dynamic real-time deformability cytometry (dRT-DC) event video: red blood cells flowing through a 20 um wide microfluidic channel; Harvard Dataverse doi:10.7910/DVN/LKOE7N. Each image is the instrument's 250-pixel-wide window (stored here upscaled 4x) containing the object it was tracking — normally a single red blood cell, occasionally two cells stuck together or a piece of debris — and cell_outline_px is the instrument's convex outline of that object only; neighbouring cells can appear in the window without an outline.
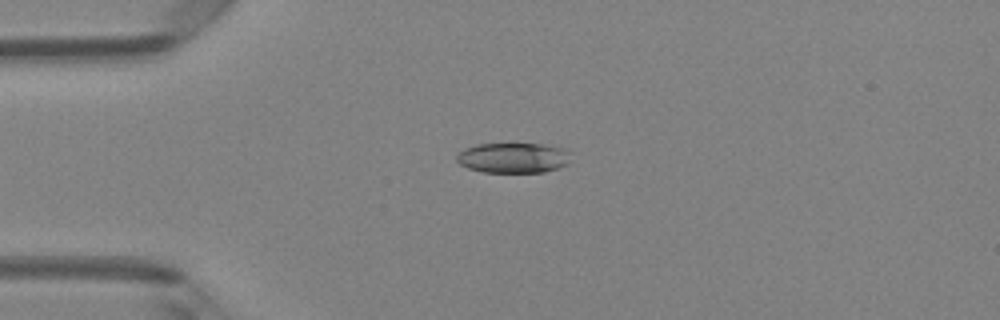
{"species": "Egyptian fruit bat (a non-hibernating species)", "species_latin": "Rousettus aegyptiacus", "temperature_condition": "room temperature", "stored_images_in_passage": 5, "camera_frame_rate_fps": 3000, "um_per_image_px": 0.085, "animal": {"sex": "female"}, "frame": {"image": 1, "passage_image": 4, "time_ms": 1.0, "image_size_px": [1000, 320], "cell_outline_px": [[572, 152], [568, 164], [560, 168], [544, 172], [484, 172], [468, 168], [460, 164], [456, 160], [456, 156], [464, 148], [476, 144], [544, 144], [568, 148]], "centroid_in_image_um": [43.69, 13.41], "position_along_channel_um": 41.3, "area_um2": 20.46}}